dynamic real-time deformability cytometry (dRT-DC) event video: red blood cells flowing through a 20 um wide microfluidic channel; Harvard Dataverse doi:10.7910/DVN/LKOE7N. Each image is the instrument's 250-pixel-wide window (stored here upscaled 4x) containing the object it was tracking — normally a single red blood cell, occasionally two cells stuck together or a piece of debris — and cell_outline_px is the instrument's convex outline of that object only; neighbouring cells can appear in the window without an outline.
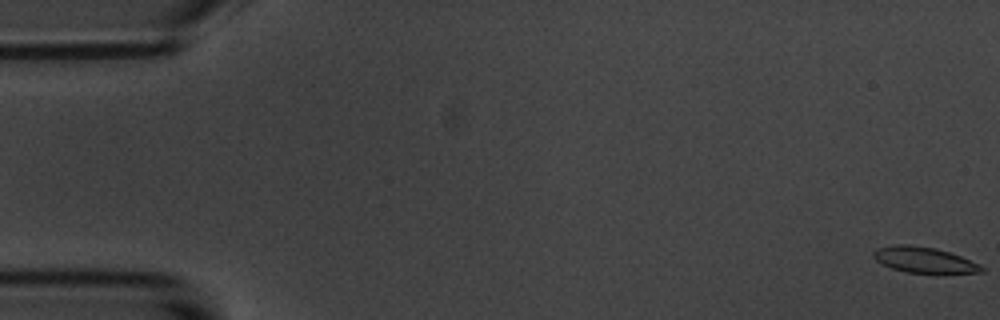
{"species": "common noctule bat (a hibernating species)", "species_latin": "Nyctalus noctula", "temperature_condition": "room temperature", "stored_images_in_passage": 57, "camera_frame_rate_fps": 3000, "um_per_image_px": 0.085, "animal": {"sex": "male", "body_mass_g": 20.1, "forearm_length_mm": 53.5}, "frame": {"image": 1, "passage_image": 1, "time_ms": 0.0, "image_size_px": [1000, 320], "cell_outline_px": [[984, 272], [904, 272], [892, 268], [876, 260], [872, 256], [872, 252], [876, 248], [892, 244], [908, 244], [936, 248], [960, 256], [980, 264], [984, 268]], "centroid_in_image_um": [78.49, 22.06], "position_along_channel_um": 6.5, "area_um2": 16.01}}
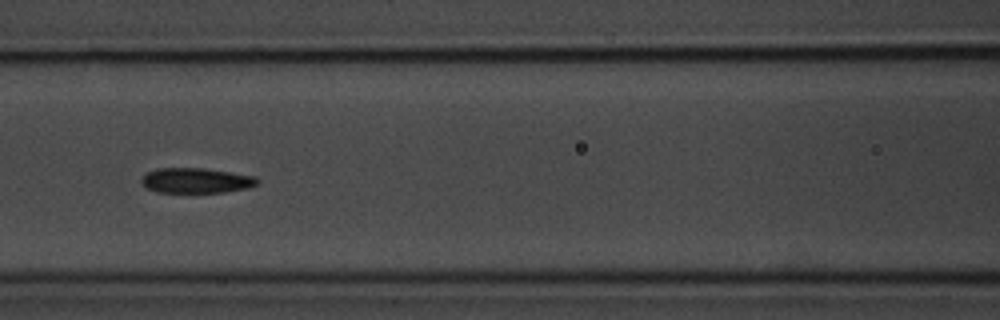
{"frame": {"image": 2, "passage_image": 25, "time_ms": 8.0, "image_size_px": [1000, 320], "cell_outline_px": [[260, 180], [256, 184], [248, 188], [224, 192], [156, 192], [148, 188], [140, 180], [148, 172], [156, 168], [204, 168], [256, 176]], "centroid_in_image_um": [16.7, 15.34], "position_along_channel_um": 149.9, "area_um2": 16.88}}
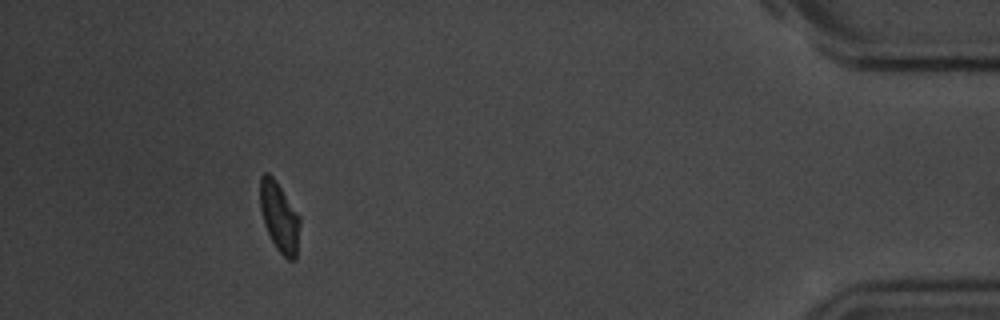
{"frame": {"image": 3, "passage_image": 52, "time_ms": 17.0, "image_size_px": [1000, 320], "cell_outline_px": [[300, 224], [296, 260], [288, 260], [276, 248], [264, 224], [260, 208], [260, 176], [264, 172], [268, 172], [276, 180], [300, 216]], "centroid_in_image_um": [23.75, 18.43], "position_along_channel_um": 411.5, "area_um2": 16.24}, "authors_computed_cell_mechanics": {"area_um2": 17.051, "velocity_mm_per_s": 3.5803, "shape_relaxation_time_tau1_ms": 3.3588, "shape_relaxation_time_tau2_ms": 2.2787, "deformation_change_tau1": 0.1079, "deformation_change_tau2": 0.0799}}